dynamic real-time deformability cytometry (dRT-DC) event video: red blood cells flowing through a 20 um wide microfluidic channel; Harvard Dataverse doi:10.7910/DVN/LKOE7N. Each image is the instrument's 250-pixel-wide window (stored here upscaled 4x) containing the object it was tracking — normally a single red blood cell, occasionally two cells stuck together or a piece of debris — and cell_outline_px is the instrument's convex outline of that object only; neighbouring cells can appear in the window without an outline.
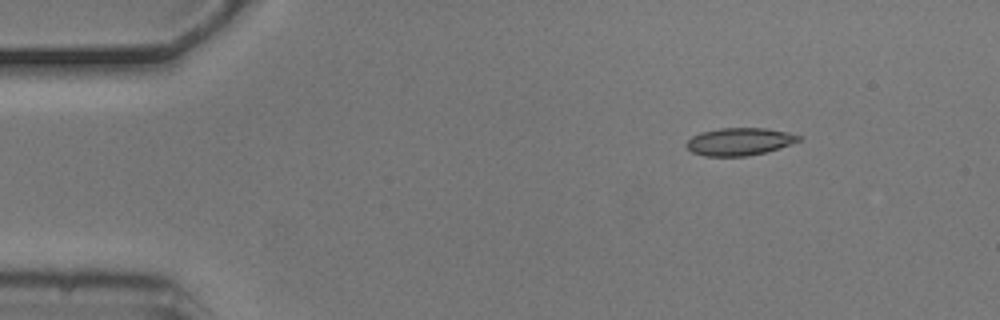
{"species": "common noctule bat (a hibernating species)", "species_latin": "Nyctalus noctula", "temperature_condition": "cold", "stored_images_in_passage": 3, "camera_frame_rate_fps": 3000, "um_per_image_px": 0.085, "animal": {"sex": "male", "body_mass_g": 20.5, "forearm_length_mm": 52.5}, "frame": {"image": 1, "passage_image": 2, "time_ms": 0.333, "image_size_px": [1000, 320], "cell_outline_px": [[800, 140], [780, 148], [748, 156], [704, 156], [692, 152], [684, 144], [692, 136], [700, 132], [720, 128], [768, 128], [788, 132], [800, 136]], "centroid_in_image_um": [62.83, 12.03], "position_along_channel_um": 22.2, "area_um2": 18.03}}